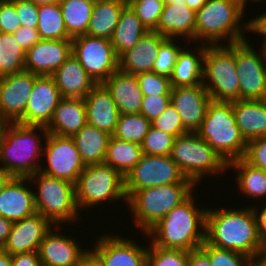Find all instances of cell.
Wrapping results in <instances>:
<instances>
[{
    "label": "cell",
    "instance_id": "cell-14",
    "mask_svg": "<svg viewBox=\"0 0 266 266\" xmlns=\"http://www.w3.org/2000/svg\"><path fill=\"white\" fill-rule=\"evenodd\" d=\"M262 53L249 41L235 43V64L240 87V100H262L266 90V47Z\"/></svg>",
    "mask_w": 266,
    "mask_h": 266
},
{
    "label": "cell",
    "instance_id": "cell-42",
    "mask_svg": "<svg viewBox=\"0 0 266 266\" xmlns=\"http://www.w3.org/2000/svg\"><path fill=\"white\" fill-rule=\"evenodd\" d=\"M174 139L175 137L173 135L150 127L140 144L142 152L145 155H170Z\"/></svg>",
    "mask_w": 266,
    "mask_h": 266
},
{
    "label": "cell",
    "instance_id": "cell-37",
    "mask_svg": "<svg viewBox=\"0 0 266 266\" xmlns=\"http://www.w3.org/2000/svg\"><path fill=\"white\" fill-rule=\"evenodd\" d=\"M37 31L40 39H71L64 25L62 11L58 3L39 6Z\"/></svg>",
    "mask_w": 266,
    "mask_h": 266
},
{
    "label": "cell",
    "instance_id": "cell-46",
    "mask_svg": "<svg viewBox=\"0 0 266 266\" xmlns=\"http://www.w3.org/2000/svg\"><path fill=\"white\" fill-rule=\"evenodd\" d=\"M151 127L169 133L175 138L188 133V131L183 127L180 115L171 103L159 117L151 121Z\"/></svg>",
    "mask_w": 266,
    "mask_h": 266
},
{
    "label": "cell",
    "instance_id": "cell-31",
    "mask_svg": "<svg viewBox=\"0 0 266 266\" xmlns=\"http://www.w3.org/2000/svg\"><path fill=\"white\" fill-rule=\"evenodd\" d=\"M147 32V28L127 3L120 13L118 24L110 39L117 57L119 58L124 52L136 45Z\"/></svg>",
    "mask_w": 266,
    "mask_h": 266
},
{
    "label": "cell",
    "instance_id": "cell-56",
    "mask_svg": "<svg viewBox=\"0 0 266 266\" xmlns=\"http://www.w3.org/2000/svg\"><path fill=\"white\" fill-rule=\"evenodd\" d=\"M253 20V33L261 34L266 37V17H255Z\"/></svg>",
    "mask_w": 266,
    "mask_h": 266
},
{
    "label": "cell",
    "instance_id": "cell-34",
    "mask_svg": "<svg viewBox=\"0 0 266 266\" xmlns=\"http://www.w3.org/2000/svg\"><path fill=\"white\" fill-rule=\"evenodd\" d=\"M143 155L140 144L110 137L104 163L125 177Z\"/></svg>",
    "mask_w": 266,
    "mask_h": 266
},
{
    "label": "cell",
    "instance_id": "cell-13",
    "mask_svg": "<svg viewBox=\"0 0 266 266\" xmlns=\"http://www.w3.org/2000/svg\"><path fill=\"white\" fill-rule=\"evenodd\" d=\"M44 143L42 156H46L47 165H41L39 172L75 184L86 165L74 139L48 133Z\"/></svg>",
    "mask_w": 266,
    "mask_h": 266
},
{
    "label": "cell",
    "instance_id": "cell-52",
    "mask_svg": "<svg viewBox=\"0 0 266 266\" xmlns=\"http://www.w3.org/2000/svg\"><path fill=\"white\" fill-rule=\"evenodd\" d=\"M12 266H41L38 252L17 253L11 255Z\"/></svg>",
    "mask_w": 266,
    "mask_h": 266
},
{
    "label": "cell",
    "instance_id": "cell-48",
    "mask_svg": "<svg viewBox=\"0 0 266 266\" xmlns=\"http://www.w3.org/2000/svg\"><path fill=\"white\" fill-rule=\"evenodd\" d=\"M171 103V96H143L140 114L150 122L159 117Z\"/></svg>",
    "mask_w": 266,
    "mask_h": 266
},
{
    "label": "cell",
    "instance_id": "cell-22",
    "mask_svg": "<svg viewBox=\"0 0 266 266\" xmlns=\"http://www.w3.org/2000/svg\"><path fill=\"white\" fill-rule=\"evenodd\" d=\"M26 181H29L28 177H13L0 193V216L11 222L36 213L34 192Z\"/></svg>",
    "mask_w": 266,
    "mask_h": 266
},
{
    "label": "cell",
    "instance_id": "cell-19",
    "mask_svg": "<svg viewBox=\"0 0 266 266\" xmlns=\"http://www.w3.org/2000/svg\"><path fill=\"white\" fill-rule=\"evenodd\" d=\"M211 100L203 84L171 88V104L188 132H196L200 128Z\"/></svg>",
    "mask_w": 266,
    "mask_h": 266
},
{
    "label": "cell",
    "instance_id": "cell-64",
    "mask_svg": "<svg viewBox=\"0 0 266 266\" xmlns=\"http://www.w3.org/2000/svg\"><path fill=\"white\" fill-rule=\"evenodd\" d=\"M164 1V5L166 4H185V0H163Z\"/></svg>",
    "mask_w": 266,
    "mask_h": 266
},
{
    "label": "cell",
    "instance_id": "cell-61",
    "mask_svg": "<svg viewBox=\"0 0 266 266\" xmlns=\"http://www.w3.org/2000/svg\"><path fill=\"white\" fill-rule=\"evenodd\" d=\"M208 0H185V4L195 12L198 11Z\"/></svg>",
    "mask_w": 266,
    "mask_h": 266
},
{
    "label": "cell",
    "instance_id": "cell-58",
    "mask_svg": "<svg viewBox=\"0 0 266 266\" xmlns=\"http://www.w3.org/2000/svg\"><path fill=\"white\" fill-rule=\"evenodd\" d=\"M12 178L13 176L11 174L0 167V193Z\"/></svg>",
    "mask_w": 266,
    "mask_h": 266
},
{
    "label": "cell",
    "instance_id": "cell-7",
    "mask_svg": "<svg viewBox=\"0 0 266 266\" xmlns=\"http://www.w3.org/2000/svg\"><path fill=\"white\" fill-rule=\"evenodd\" d=\"M28 178V183L34 181L38 185L37 192H34L36 213L44 216L55 227L68 221L80 220V211L75 199V184L49 177L39 171Z\"/></svg>",
    "mask_w": 266,
    "mask_h": 266
},
{
    "label": "cell",
    "instance_id": "cell-29",
    "mask_svg": "<svg viewBox=\"0 0 266 266\" xmlns=\"http://www.w3.org/2000/svg\"><path fill=\"white\" fill-rule=\"evenodd\" d=\"M236 125L244 139L266 136V103L263 100H237L232 102Z\"/></svg>",
    "mask_w": 266,
    "mask_h": 266
},
{
    "label": "cell",
    "instance_id": "cell-5",
    "mask_svg": "<svg viewBox=\"0 0 266 266\" xmlns=\"http://www.w3.org/2000/svg\"><path fill=\"white\" fill-rule=\"evenodd\" d=\"M196 133L227 164L244 158L248 142L236 125L232 102L211 100L206 116Z\"/></svg>",
    "mask_w": 266,
    "mask_h": 266
},
{
    "label": "cell",
    "instance_id": "cell-27",
    "mask_svg": "<svg viewBox=\"0 0 266 266\" xmlns=\"http://www.w3.org/2000/svg\"><path fill=\"white\" fill-rule=\"evenodd\" d=\"M86 124L84 99L63 97L46 129L48 133L58 136L73 137Z\"/></svg>",
    "mask_w": 266,
    "mask_h": 266
},
{
    "label": "cell",
    "instance_id": "cell-9",
    "mask_svg": "<svg viewBox=\"0 0 266 266\" xmlns=\"http://www.w3.org/2000/svg\"><path fill=\"white\" fill-rule=\"evenodd\" d=\"M187 179L196 186L203 177L228 170V164L196 132H188L174 139L170 154Z\"/></svg>",
    "mask_w": 266,
    "mask_h": 266
},
{
    "label": "cell",
    "instance_id": "cell-47",
    "mask_svg": "<svg viewBox=\"0 0 266 266\" xmlns=\"http://www.w3.org/2000/svg\"><path fill=\"white\" fill-rule=\"evenodd\" d=\"M244 159L266 172V136L248 141Z\"/></svg>",
    "mask_w": 266,
    "mask_h": 266
},
{
    "label": "cell",
    "instance_id": "cell-17",
    "mask_svg": "<svg viewBox=\"0 0 266 266\" xmlns=\"http://www.w3.org/2000/svg\"><path fill=\"white\" fill-rule=\"evenodd\" d=\"M62 98L52 76H37L24 116L18 123L47 127Z\"/></svg>",
    "mask_w": 266,
    "mask_h": 266
},
{
    "label": "cell",
    "instance_id": "cell-62",
    "mask_svg": "<svg viewBox=\"0 0 266 266\" xmlns=\"http://www.w3.org/2000/svg\"><path fill=\"white\" fill-rule=\"evenodd\" d=\"M30 1L33 2L37 6H40V5L58 3L60 0H30Z\"/></svg>",
    "mask_w": 266,
    "mask_h": 266
},
{
    "label": "cell",
    "instance_id": "cell-32",
    "mask_svg": "<svg viewBox=\"0 0 266 266\" xmlns=\"http://www.w3.org/2000/svg\"><path fill=\"white\" fill-rule=\"evenodd\" d=\"M127 0H95L87 35L111 39Z\"/></svg>",
    "mask_w": 266,
    "mask_h": 266
},
{
    "label": "cell",
    "instance_id": "cell-18",
    "mask_svg": "<svg viewBox=\"0 0 266 266\" xmlns=\"http://www.w3.org/2000/svg\"><path fill=\"white\" fill-rule=\"evenodd\" d=\"M71 54L72 39H41L26 51L24 70L38 76H51Z\"/></svg>",
    "mask_w": 266,
    "mask_h": 266
},
{
    "label": "cell",
    "instance_id": "cell-43",
    "mask_svg": "<svg viewBox=\"0 0 266 266\" xmlns=\"http://www.w3.org/2000/svg\"><path fill=\"white\" fill-rule=\"evenodd\" d=\"M181 49V45H177L175 39L166 38L160 44L158 55L153 65V72L170 78L176 64L178 53Z\"/></svg>",
    "mask_w": 266,
    "mask_h": 266
},
{
    "label": "cell",
    "instance_id": "cell-63",
    "mask_svg": "<svg viewBox=\"0 0 266 266\" xmlns=\"http://www.w3.org/2000/svg\"><path fill=\"white\" fill-rule=\"evenodd\" d=\"M7 123L8 122L1 116V113H0V139H1L2 134H3V129L7 125Z\"/></svg>",
    "mask_w": 266,
    "mask_h": 266
},
{
    "label": "cell",
    "instance_id": "cell-68",
    "mask_svg": "<svg viewBox=\"0 0 266 266\" xmlns=\"http://www.w3.org/2000/svg\"><path fill=\"white\" fill-rule=\"evenodd\" d=\"M262 100L266 103V90H265V94Z\"/></svg>",
    "mask_w": 266,
    "mask_h": 266
},
{
    "label": "cell",
    "instance_id": "cell-2",
    "mask_svg": "<svg viewBox=\"0 0 266 266\" xmlns=\"http://www.w3.org/2000/svg\"><path fill=\"white\" fill-rule=\"evenodd\" d=\"M193 194L146 233L154 246L188 252L203 245L207 208L197 207Z\"/></svg>",
    "mask_w": 266,
    "mask_h": 266
},
{
    "label": "cell",
    "instance_id": "cell-53",
    "mask_svg": "<svg viewBox=\"0 0 266 266\" xmlns=\"http://www.w3.org/2000/svg\"><path fill=\"white\" fill-rule=\"evenodd\" d=\"M188 266H212L209 256L201 249L197 248L188 251Z\"/></svg>",
    "mask_w": 266,
    "mask_h": 266
},
{
    "label": "cell",
    "instance_id": "cell-30",
    "mask_svg": "<svg viewBox=\"0 0 266 266\" xmlns=\"http://www.w3.org/2000/svg\"><path fill=\"white\" fill-rule=\"evenodd\" d=\"M193 51L190 47L181 49L178 53L172 76L170 77L171 87L202 85L203 68L206 44H200ZM197 54V55H195Z\"/></svg>",
    "mask_w": 266,
    "mask_h": 266
},
{
    "label": "cell",
    "instance_id": "cell-38",
    "mask_svg": "<svg viewBox=\"0 0 266 266\" xmlns=\"http://www.w3.org/2000/svg\"><path fill=\"white\" fill-rule=\"evenodd\" d=\"M25 51L18 46L13 34L1 33L0 78L24 70Z\"/></svg>",
    "mask_w": 266,
    "mask_h": 266
},
{
    "label": "cell",
    "instance_id": "cell-24",
    "mask_svg": "<svg viewBox=\"0 0 266 266\" xmlns=\"http://www.w3.org/2000/svg\"><path fill=\"white\" fill-rule=\"evenodd\" d=\"M165 39L156 31H148L136 45L119 57V70L132 75L153 72L160 44Z\"/></svg>",
    "mask_w": 266,
    "mask_h": 266
},
{
    "label": "cell",
    "instance_id": "cell-25",
    "mask_svg": "<svg viewBox=\"0 0 266 266\" xmlns=\"http://www.w3.org/2000/svg\"><path fill=\"white\" fill-rule=\"evenodd\" d=\"M51 76L62 97L84 99L96 85L73 54Z\"/></svg>",
    "mask_w": 266,
    "mask_h": 266
},
{
    "label": "cell",
    "instance_id": "cell-45",
    "mask_svg": "<svg viewBox=\"0 0 266 266\" xmlns=\"http://www.w3.org/2000/svg\"><path fill=\"white\" fill-rule=\"evenodd\" d=\"M143 96H171L170 78L155 72L136 75Z\"/></svg>",
    "mask_w": 266,
    "mask_h": 266
},
{
    "label": "cell",
    "instance_id": "cell-33",
    "mask_svg": "<svg viewBox=\"0 0 266 266\" xmlns=\"http://www.w3.org/2000/svg\"><path fill=\"white\" fill-rule=\"evenodd\" d=\"M111 135L86 124L72 138L85 165L104 163Z\"/></svg>",
    "mask_w": 266,
    "mask_h": 266
},
{
    "label": "cell",
    "instance_id": "cell-54",
    "mask_svg": "<svg viewBox=\"0 0 266 266\" xmlns=\"http://www.w3.org/2000/svg\"><path fill=\"white\" fill-rule=\"evenodd\" d=\"M263 202V205L265 204L264 208L262 206V210L260 209V212H258L256 205L254 207L252 206V209L254 211L256 222H257V228L259 231V234L261 238L266 243V203Z\"/></svg>",
    "mask_w": 266,
    "mask_h": 266
},
{
    "label": "cell",
    "instance_id": "cell-11",
    "mask_svg": "<svg viewBox=\"0 0 266 266\" xmlns=\"http://www.w3.org/2000/svg\"><path fill=\"white\" fill-rule=\"evenodd\" d=\"M170 184H194L187 179L170 155H145L124 177L127 200L136 192Z\"/></svg>",
    "mask_w": 266,
    "mask_h": 266
},
{
    "label": "cell",
    "instance_id": "cell-67",
    "mask_svg": "<svg viewBox=\"0 0 266 266\" xmlns=\"http://www.w3.org/2000/svg\"><path fill=\"white\" fill-rule=\"evenodd\" d=\"M263 38V41H262V43L265 45V47H266V37H262Z\"/></svg>",
    "mask_w": 266,
    "mask_h": 266
},
{
    "label": "cell",
    "instance_id": "cell-15",
    "mask_svg": "<svg viewBox=\"0 0 266 266\" xmlns=\"http://www.w3.org/2000/svg\"><path fill=\"white\" fill-rule=\"evenodd\" d=\"M105 234L90 249L101 266H146L148 248L139 246L136 240Z\"/></svg>",
    "mask_w": 266,
    "mask_h": 266
},
{
    "label": "cell",
    "instance_id": "cell-12",
    "mask_svg": "<svg viewBox=\"0 0 266 266\" xmlns=\"http://www.w3.org/2000/svg\"><path fill=\"white\" fill-rule=\"evenodd\" d=\"M72 54L96 84L103 83L119 69V58L110 39L77 36L72 39Z\"/></svg>",
    "mask_w": 266,
    "mask_h": 266
},
{
    "label": "cell",
    "instance_id": "cell-39",
    "mask_svg": "<svg viewBox=\"0 0 266 266\" xmlns=\"http://www.w3.org/2000/svg\"><path fill=\"white\" fill-rule=\"evenodd\" d=\"M151 127V122L142 114H120L113 137L141 144Z\"/></svg>",
    "mask_w": 266,
    "mask_h": 266
},
{
    "label": "cell",
    "instance_id": "cell-3",
    "mask_svg": "<svg viewBox=\"0 0 266 266\" xmlns=\"http://www.w3.org/2000/svg\"><path fill=\"white\" fill-rule=\"evenodd\" d=\"M243 14L238 0H208L196 11L195 42L218 45L221 41L219 45H223L224 39H228L227 44L247 40L244 33L253 32V20L245 22L243 27L240 22Z\"/></svg>",
    "mask_w": 266,
    "mask_h": 266
},
{
    "label": "cell",
    "instance_id": "cell-20",
    "mask_svg": "<svg viewBox=\"0 0 266 266\" xmlns=\"http://www.w3.org/2000/svg\"><path fill=\"white\" fill-rule=\"evenodd\" d=\"M46 234L38 248L41 266H76L90 250L80 247L75 238L53 230Z\"/></svg>",
    "mask_w": 266,
    "mask_h": 266
},
{
    "label": "cell",
    "instance_id": "cell-35",
    "mask_svg": "<svg viewBox=\"0 0 266 266\" xmlns=\"http://www.w3.org/2000/svg\"><path fill=\"white\" fill-rule=\"evenodd\" d=\"M94 3L95 0L59 1L64 25L71 39L87 33Z\"/></svg>",
    "mask_w": 266,
    "mask_h": 266
},
{
    "label": "cell",
    "instance_id": "cell-1",
    "mask_svg": "<svg viewBox=\"0 0 266 266\" xmlns=\"http://www.w3.org/2000/svg\"><path fill=\"white\" fill-rule=\"evenodd\" d=\"M205 241L214 247L233 250L251 258L266 249L252 206L207 208Z\"/></svg>",
    "mask_w": 266,
    "mask_h": 266
},
{
    "label": "cell",
    "instance_id": "cell-51",
    "mask_svg": "<svg viewBox=\"0 0 266 266\" xmlns=\"http://www.w3.org/2000/svg\"><path fill=\"white\" fill-rule=\"evenodd\" d=\"M13 36L18 42V46L24 49L25 52L29 50L36 42L41 40L37 29L24 26H21L16 32H14Z\"/></svg>",
    "mask_w": 266,
    "mask_h": 266
},
{
    "label": "cell",
    "instance_id": "cell-28",
    "mask_svg": "<svg viewBox=\"0 0 266 266\" xmlns=\"http://www.w3.org/2000/svg\"><path fill=\"white\" fill-rule=\"evenodd\" d=\"M103 84L111 93L120 114L140 113L143 94L136 75L118 69Z\"/></svg>",
    "mask_w": 266,
    "mask_h": 266
},
{
    "label": "cell",
    "instance_id": "cell-10",
    "mask_svg": "<svg viewBox=\"0 0 266 266\" xmlns=\"http://www.w3.org/2000/svg\"><path fill=\"white\" fill-rule=\"evenodd\" d=\"M121 198L127 204L124 177L105 163L86 165L75 183V199L80 211Z\"/></svg>",
    "mask_w": 266,
    "mask_h": 266
},
{
    "label": "cell",
    "instance_id": "cell-21",
    "mask_svg": "<svg viewBox=\"0 0 266 266\" xmlns=\"http://www.w3.org/2000/svg\"><path fill=\"white\" fill-rule=\"evenodd\" d=\"M53 226L39 213L13 222L11 232L2 248L10 255L37 252L43 238Z\"/></svg>",
    "mask_w": 266,
    "mask_h": 266
},
{
    "label": "cell",
    "instance_id": "cell-60",
    "mask_svg": "<svg viewBox=\"0 0 266 266\" xmlns=\"http://www.w3.org/2000/svg\"><path fill=\"white\" fill-rule=\"evenodd\" d=\"M0 266H12L11 255L0 248Z\"/></svg>",
    "mask_w": 266,
    "mask_h": 266
},
{
    "label": "cell",
    "instance_id": "cell-50",
    "mask_svg": "<svg viewBox=\"0 0 266 266\" xmlns=\"http://www.w3.org/2000/svg\"><path fill=\"white\" fill-rule=\"evenodd\" d=\"M20 27L15 5L10 0H0V33L13 34Z\"/></svg>",
    "mask_w": 266,
    "mask_h": 266
},
{
    "label": "cell",
    "instance_id": "cell-40",
    "mask_svg": "<svg viewBox=\"0 0 266 266\" xmlns=\"http://www.w3.org/2000/svg\"><path fill=\"white\" fill-rule=\"evenodd\" d=\"M146 266H188V252L180 249H166L150 243Z\"/></svg>",
    "mask_w": 266,
    "mask_h": 266
},
{
    "label": "cell",
    "instance_id": "cell-6",
    "mask_svg": "<svg viewBox=\"0 0 266 266\" xmlns=\"http://www.w3.org/2000/svg\"><path fill=\"white\" fill-rule=\"evenodd\" d=\"M195 184H170L136 191L127 206L137 228L145 234L171 210L184 202L195 189Z\"/></svg>",
    "mask_w": 266,
    "mask_h": 266
},
{
    "label": "cell",
    "instance_id": "cell-16",
    "mask_svg": "<svg viewBox=\"0 0 266 266\" xmlns=\"http://www.w3.org/2000/svg\"><path fill=\"white\" fill-rule=\"evenodd\" d=\"M37 76L23 70L0 78V113L8 123L18 122L24 116Z\"/></svg>",
    "mask_w": 266,
    "mask_h": 266
},
{
    "label": "cell",
    "instance_id": "cell-36",
    "mask_svg": "<svg viewBox=\"0 0 266 266\" xmlns=\"http://www.w3.org/2000/svg\"><path fill=\"white\" fill-rule=\"evenodd\" d=\"M230 167L237 170L236 184L241 193L254 200L266 196V172L249 164L244 158L229 162L228 169Z\"/></svg>",
    "mask_w": 266,
    "mask_h": 266
},
{
    "label": "cell",
    "instance_id": "cell-49",
    "mask_svg": "<svg viewBox=\"0 0 266 266\" xmlns=\"http://www.w3.org/2000/svg\"><path fill=\"white\" fill-rule=\"evenodd\" d=\"M15 5L21 26L36 29L39 19V6L30 0H10Z\"/></svg>",
    "mask_w": 266,
    "mask_h": 266
},
{
    "label": "cell",
    "instance_id": "cell-23",
    "mask_svg": "<svg viewBox=\"0 0 266 266\" xmlns=\"http://www.w3.org/2000/svg\"><path fill=\"white\" fill-rule=\"evenodd\" d=\"M86 122L112 136L119 118L118 108L103 83L96 84L84 98Z\"/></svg>",
    "mask_w": 266,
    "mask_h": 266
},
{
    "label": "cell",
    "instance_id": "cell-59",
    "mask_svg": "<svg viewBox=\"0 0 266 266\" xmlns=\"http://www.w3.org/2000/svg\"><path fill=\"white\" fill-rule=\"evenodd\" d=\"M76 266H101L95 257L89 253L79 264Z\"/></svg>",
    "mask_w": 266,
    "mask_h": 266
},
{
    "label": "cell",
    "instance_id": "cell-8",
    "mask_svg": "<svg viewBox=\"0 0 266 266\" xmlns=\"http://www.w3.org/2000/svg\"><path fill=\"white\" fill-rule=\"evenodd\" d=\"M202 84L214 101L233 102L240 99L235 43L206 45Z\"/></svg>",
    "mask_w": 266,
    "mask_h": 266
},
{
    "label": "cell",
    "instance_id": "cell-66",
    "mask_svg": "<svg viewBox=\"0 0 266 266\" xmlns=\"http://www.w3.org/2000/svg\"><path fill=\"white\" fill-rule=\"evenodd\" d=\"M257 17H266V13H262V14H260V15H258Z\"/></svg>",
    "mask_w": 266,
    "mask_h": 266
},
{
    "label": "cell",
    "instance_id": "cell-41",
    "mask_svg": "<svg viewBox=\"0 0 266 266\" xmlns=\"http://www.w3.org/2000/svg\"><path fill=\"white\" fill-rule=\"evenodd\" d=\"M127 3L148 31H156L164 7L163 0H127Z\"/></svg>",
    "mask_w": 266,
    "mask_h": 266
},
{
    "label": "cell",
    "instance_id": "cell-26",
    "mask_svg": "<svg viewBox=\"0 0 266 266\" xmlns=\"http://www.w3.org/2000/svg\"><path fill=\"white\" fill-rule=\"evenodd\" d=\"M196 12L186 4H166L160 15L156 32L166 38L195 41ZM184 37V38H183Z\"/></svg>",
    "mask_w": 266,
    "mask_h": 266
},
{
    "label": "cell",
    "instance_id": "cell-65",
    "mask_svg": "<svg viewBox=\"0 0 266 266\" xmlns=\"http://www.w3.org/2000/svg\"><path fill=\"white\" fill-rule=\"evenodd\" d=\"M239 1V4H240V7L242 8V10L245 12L244 8L246 7V4H247V0H238ZM250 1H256V2H260V1H265V0H250Z\"/></svg>",
    "mask_w": 266,
    "mask_h": 266
},
{
    "label": "cell",
    "instance_id": "cell-55",
    "mask_svg": "<svg viewBox=\"0 0 266 266\" xmlns=\"http://www.w3.org/2000/svg\"><path fill=\"white\" fill-rule=\"evenodd\" d=\"M13 222L0 216V248L6 243L8 236L11 232Z\"/></svg>",
    "mask_w": 266,
    "mask_h": 266
},
{
    "label": "cell",
    "instance_id": "cell-57",
    "mask_svg": "<svg viewBox=\"0 0 266 266\" xmlns=\"http://www.w3.org/2000/svg\"><path fill=\"white\" fill-rule=\"evenodd\" d=\"M250 266H266V249L251 258Z\"/></svg>",
    "mask_w": 266,
    "mask_h": 266
},
{
    "label": "cell",
    "instance_id": "cell-44",
    "mask_svg": "<svg viewBox=\"0 0 266 266\" xmlns=\"http://www.w3.org/2000/svg\"><path fill=\"white\" fill-rule=\"evenodd\" d=\"M210 259L212 266H250L251 257L227 249L209 245L206 241L200 247Z\"/></svg>",
    "mask_w": 266,
    "mask_h": 266
},
{
    "label": "cell",
    "instance_id": "cell-4",
    "mask_svg": "<svg viewBox=\"0 0 266 266\" xmlns=\"http://www.w3.org/2000/svg\"><path fill=\"white\" fill-rule=\"evenodd\" d=\"M38 130L41 132L39 135ZM47 134L43 126L7 123L0 139V167L13 177H29L38 172L41 160L36 157L43 154L41 136Z\"/></svg>",
    "mask_w": 266,
    "mask_h": 266
}]
</instances>
